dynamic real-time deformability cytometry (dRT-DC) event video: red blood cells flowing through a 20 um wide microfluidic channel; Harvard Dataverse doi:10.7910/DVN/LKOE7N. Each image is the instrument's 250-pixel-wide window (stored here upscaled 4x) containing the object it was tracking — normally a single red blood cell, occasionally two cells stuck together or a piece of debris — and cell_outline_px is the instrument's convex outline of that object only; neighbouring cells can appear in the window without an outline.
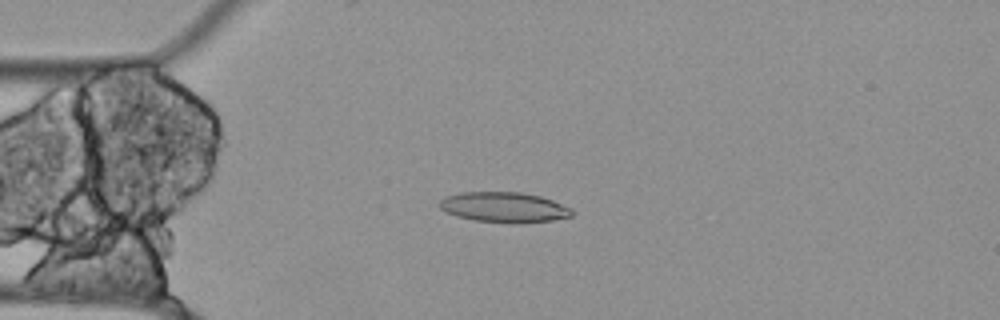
{"species": "Egyptian fruit bat (a non-hibernating species)", "species_latin": "Rousettus aegyptiacus", "temperature_condition": "cold", "stored_images_in_passage": 24, "segment_of_instrument_passage": [1, 2], "camera_frame_rate_fps": 3000, "um_per_image_px": 0.085, "animal": {"sex": "female"}, "frame": {"image": 1, "passage_image": 14, "time_ms": 4.333, "image_size_px": [1000, 320], "cell_outline_px": [[572, 216], [552, 220], [520, 224], [512, 224], [472, 220], [456, 216], [440, 208], [436, 204], [444, 196], [460, 192], [520, 192], [540, 196], [552, 200], [572, 208]], "centroid_in_image_um": [42.82, 17.62], "position_along_channel_um": 42.2, "area_um2": 23.7}}
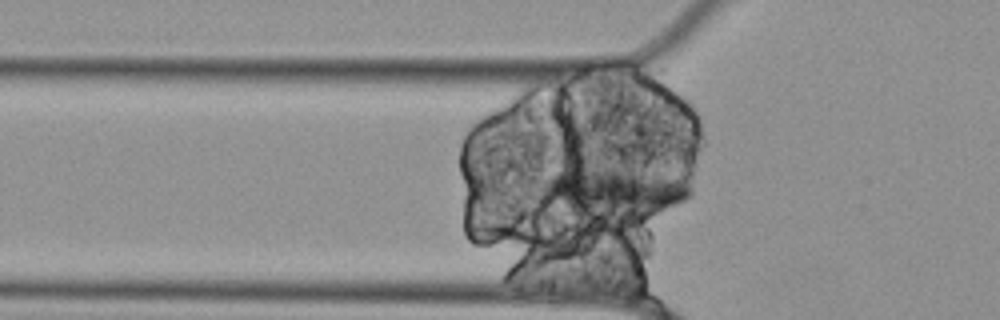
{"frame": {"image": 2, "passage_image": 18, "time_ms": 5.667, "image_size_px": [1000, 320], "cell_outline_px": [[692, 196], [684, 200], [648, 216], [580, 216], [552, 208], [540, 196], [540, 180], [556, 172], [648, 172], [676, 180], [688, 184], [692, 188]], "centroid_in_image_um": [52.03, 16.41], "position_along_channel_um": 73.8, "area_um2": 40.63}}